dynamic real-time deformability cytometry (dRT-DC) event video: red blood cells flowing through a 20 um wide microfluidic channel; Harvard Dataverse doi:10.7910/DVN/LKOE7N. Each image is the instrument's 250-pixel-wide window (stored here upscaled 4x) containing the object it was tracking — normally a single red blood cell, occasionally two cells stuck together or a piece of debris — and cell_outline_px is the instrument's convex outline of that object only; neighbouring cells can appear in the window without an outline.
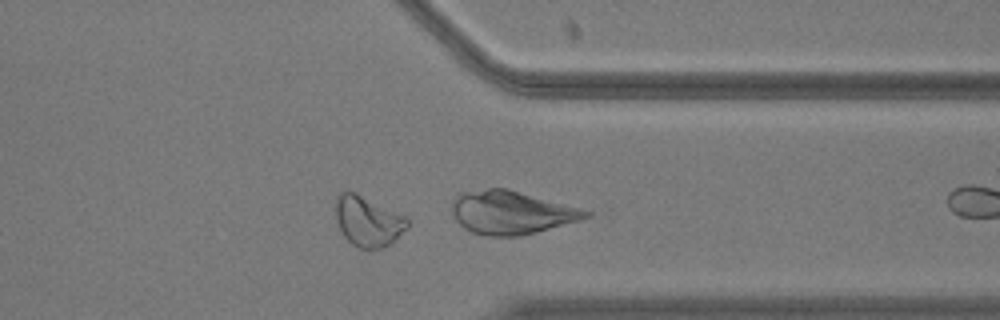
{"species": "common noctule bat (a hibernating species)", "species_latin": "Nyctalus noctula", "temperature_condition": "warm", "stored_images_in_passage": 33, "camera_frame_rate_fps": 3000, "um_per_image_px": 0.085, "animal": {"sex": "male", "body_mass_g": 20.5, "forearm_length_mm": 52.5}, "frame": {"image": 1, "passage_image": 28, "time_ms": 9.0, "image_size_px": [1000, 320], "cell_outline_px": [[408, 228], [388, 244], [380, 248], [360, 248], [352, 244], [344, 236], [336, 220], [336, 200], [340, 192], [356, 192], [408, 216]], "centroid_in_image_um": [31.3, 18.78], "position_along_channel_um": 380.1, "area_um2": 20.92}}